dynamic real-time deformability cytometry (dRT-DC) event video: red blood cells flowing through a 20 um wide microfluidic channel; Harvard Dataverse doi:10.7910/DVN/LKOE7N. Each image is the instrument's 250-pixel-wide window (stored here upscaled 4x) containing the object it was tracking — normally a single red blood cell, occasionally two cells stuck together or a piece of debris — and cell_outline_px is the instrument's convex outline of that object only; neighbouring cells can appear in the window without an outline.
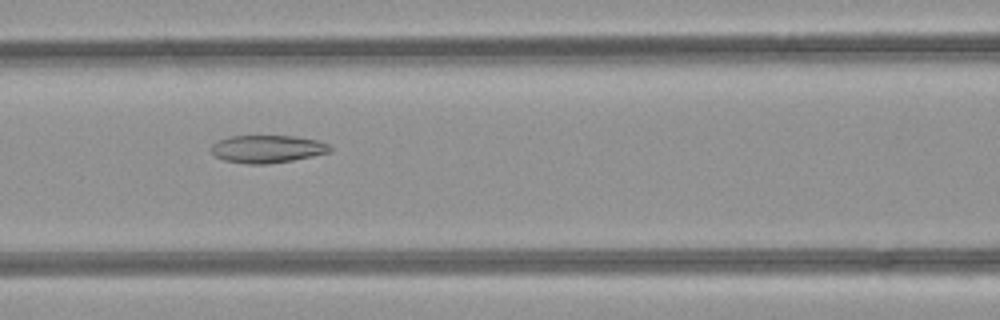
{"species": "common noctule bat (a hibernating species)", "species_latin": "Nyctalus noctula", "temperature_condition": "room temperature", "stored_images_in_passage": 32, "camera_frame_rate_fps": 3000, "um_per_image_px": 0.085, "animal": {"sex": "female", "body_mass_g": 21.9}, "frame": {"image": 1, "passage_image": 11, "time_ms": 3.333, "image_size_px": [1000, 320], "cell_outline_px": [[332, 152], [292, 160], [264, 164], [248, 164], [224, 160], [216, 156], [212, 152], [212, 144], [216, 140], [232, 136], [296, 136], [316, 140], [328, 144], [332, 148]], "centroid_in_image_um": [22.73, 12.65], "position_along_channel_um": 143.9, "area_um2": 19.07}}
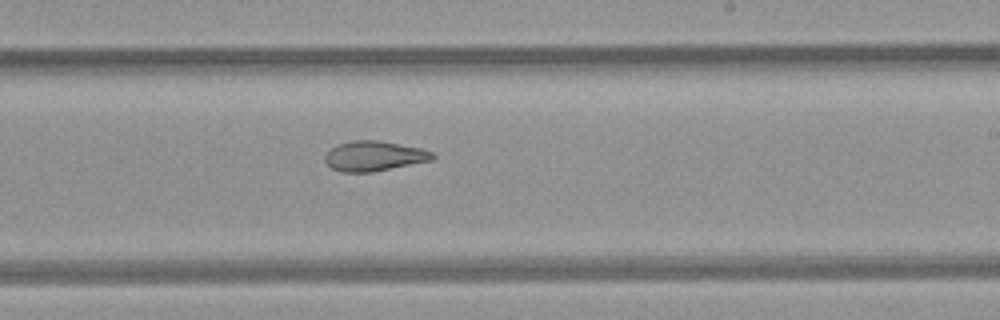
{"frame": {"image": 2, "passage_image": 19, "time_ms": 6.0, "image_size_px": [1000, 320], "cell_outline_px": [[436, 156], [432, 160], [372, 172], [344, 172], [332, 168], [324, 160], [324, 156], [332, 148], [340, 144], [352, 140], [380, 140], [424, 148], [432, 152]], "centroid_in_image_um": [31.84, 13.25], "position_along_channel_um": 257.2, "area_um2": 18.79}}
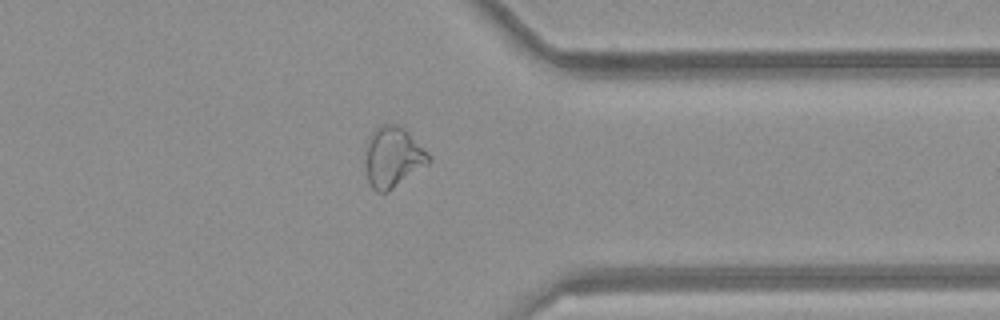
{"frame": {"image": 3, "passage_image": 28, "time_ms": 9.0, "image_size_px": [1000, 320], "cell_outline_px": [[432, 160], [428, 164], [388, 192], [376, 192], [372, 188], [368, 180], [364, 164], [364, 148], [372, 132], [376, 128], [384, 124], [396, 124], [404, 128], [432, 156]], "centroid_in_image_um": [33.38, 13.36], "position_along_channel_um": 378.0, "area_um2": 22.66}, "authors_computed_cell_mechanics": {"area_um2": 19.6231, "velocity_mm_per_s": 4.2676, "shape_relaxation_time_tau1_ms": null, "shape_relaxation_time_tau2_ms": 3.1151, "deformation_change_tau1": null, "deformation_change_tau2": 0.1098}}